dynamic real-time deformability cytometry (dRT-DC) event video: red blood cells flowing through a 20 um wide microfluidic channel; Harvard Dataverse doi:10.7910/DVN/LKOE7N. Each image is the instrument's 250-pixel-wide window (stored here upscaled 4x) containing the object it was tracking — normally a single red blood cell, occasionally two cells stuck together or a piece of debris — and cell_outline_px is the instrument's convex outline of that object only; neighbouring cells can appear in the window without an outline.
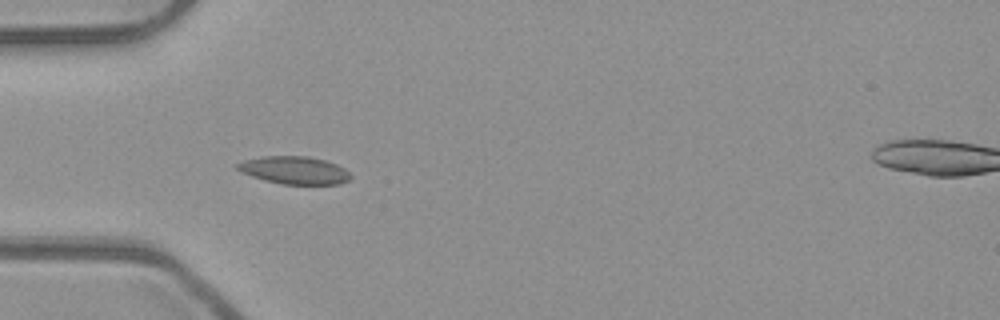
{"species": "common noctule bat (a hibernating species)", "species_latin": "Nyctalus noctula", "temperature_condition": "room temperature", "stored_images_in_passage": 12, "camera_frame_rate_fps": 3000, "um_per_image_px": 0.085, "animal": {"sex": "male", "body_mass_g": 23.1, "forearm_length_mm": 52.7}, "frame": {"image": 1, "passage_image": 6, "time_ms": 1.667, "image_size_px": [1000, 320], "cell_outline_px": [[352, 176], [348, 180], [340, 184], [280, 184], [264, 180], [252, 176], [236, 168], [236, 164], [244, 160], [264, 156], [308, 156], [324, 160], [336, 164], [344, 168]], "centroid_in_image_um": [25.03, 14.47], "position_along_channel_um": 60.0, "area_um2": 18.15}}